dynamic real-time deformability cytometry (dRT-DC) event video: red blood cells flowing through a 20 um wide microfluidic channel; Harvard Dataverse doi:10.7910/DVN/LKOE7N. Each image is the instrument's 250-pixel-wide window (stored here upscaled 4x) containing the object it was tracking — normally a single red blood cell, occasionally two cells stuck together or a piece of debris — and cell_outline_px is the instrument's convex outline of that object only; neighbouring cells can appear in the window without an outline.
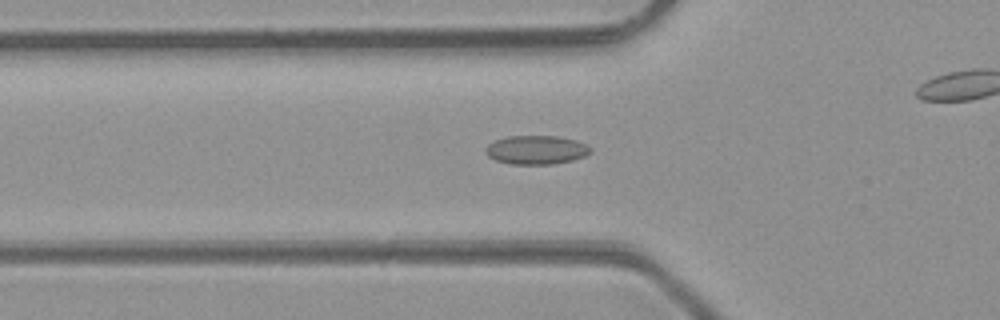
{"species": "common noctule bat (a hibernating species)", "species_latin": "Nyctalus noctula", "temperature_condition": "room temperature", "stored_images_in_passage": 40, "camera_frame_rate_fps": 3000, "um_per_image_px": 0.085, "animal": {"sex": "male", "body_mass_g": 23.1, "forearm_length_mm": 52.7}, "frame": {"image": 1, "passage_image": 17, "time_ms": 5.333, "image_size_px": [1000, 320], "cell_outline_px": [[592, 152], [584, 156], [572, 160], [552, 164], [508, 164], [496, 160], [488, 156], [484, 148], [488, 144], [496, 140], [508, 136], [556, 136], [576, 140], [592, 148]], "centroid_in_image_um": [45.57, 12.74], "position_along_channel_um": 80.2, "area_um2": 17.57}}
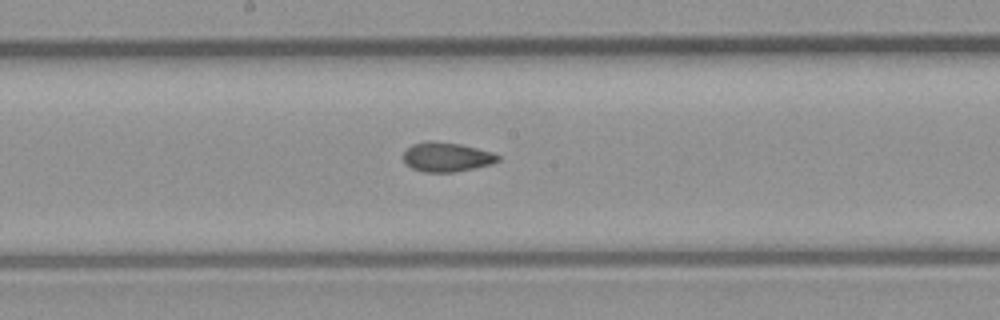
{"frame": {"image": 2, "passage_image": 26, "time_ms": 8.333, "image_size_px": [1000, 320], "cell_outline_px": [[500, 160], [492, 164], [452, 172], [424, 172], [412, 168], [404, 164], [404, 152], [412, 144], [428, 140], [432, 140], [460, 144], [492, 152], [500, 156]], "centroid_in_image_um": [37.94, 13.34], "position_along_channel_um": 210.3, "area_um2": 16.18}}
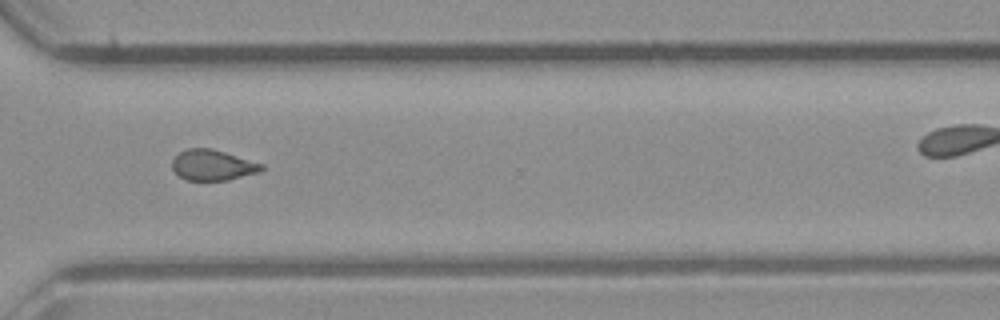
{"frame": {"image": 3, "passage_image": 36, "time_ms": 11.667, "image_size_px": [1000, 320], "cell_outline_px": [[264, 168], [260, 172], [228, 180], [188, 180], [180, 176], [172, 168], [172, 160], [180, 152], [188, 148], [212, 148], [264, 164]], "centroid_in_image_um": [18.1, 14.03], "position_along_channel_um": 352.5, "area_um2": 15.9}}